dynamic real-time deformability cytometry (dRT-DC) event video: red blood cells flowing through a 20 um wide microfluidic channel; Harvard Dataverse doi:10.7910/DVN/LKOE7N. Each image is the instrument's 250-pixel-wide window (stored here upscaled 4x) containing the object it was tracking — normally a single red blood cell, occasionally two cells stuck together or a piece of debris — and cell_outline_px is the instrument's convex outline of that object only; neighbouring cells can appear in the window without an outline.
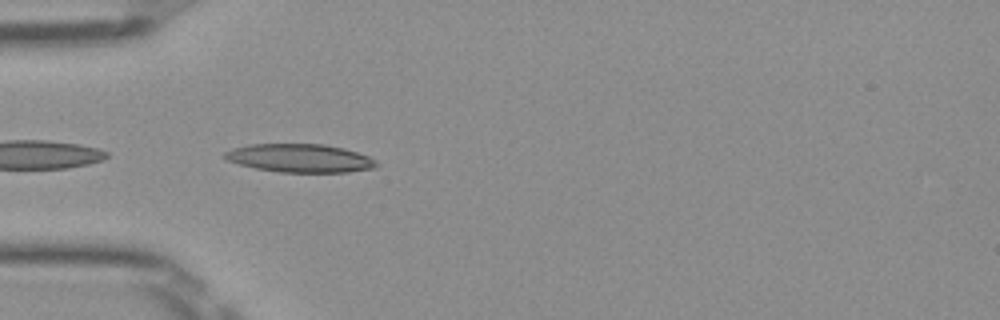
{"species": "Egyptian fruit bat (a non-hibernating species)", "species_latin": "Rousettus aegyptiacus", "temperature_condition": "room temperature", "stored_images_in_passage": 18, "camera_frame_rate_fps": 3000, "um_per_image_px": 0.085, "frame": {"image": 1, "passage_image": 1, "time_ms": 0.0, "image_size_px": [1000, 320], "cell_outline_px": [[376, 164], [372, 168], [348, 172], [280, 172], [256, 168], [224, 160], [224, 152], [232, 148], [248, 144], [324, 144], [344, 148], [368, 156], [376, 160]], "centroid_in_image_um": [25.44, 13.43], "position_along_channel_um": 59.6, "area_um2": 24.97}}
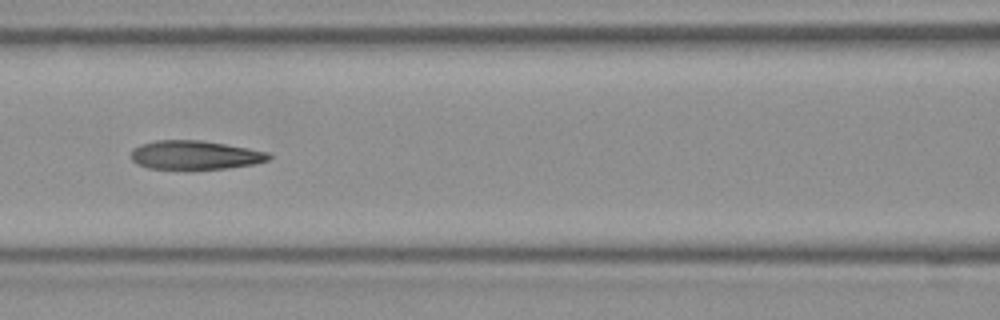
{"frame": {"image": 2, "passage_image": 8, "time_ms": 2.333, "image_size_px": [1000, 320], "cell_outline_px": [[272, 156], [268, 160], [256, 164], [224, 168], [188, 172], [148, 168], [136, 164], [128, 156], [132, 148], [140, 144], [156, 140], [200, 140], [248, 148], [268, 152]], "centroid_in_image_um": [16.49, 13.22], "position_along_channel_um": 150.1, "area_um2": 24.16}}
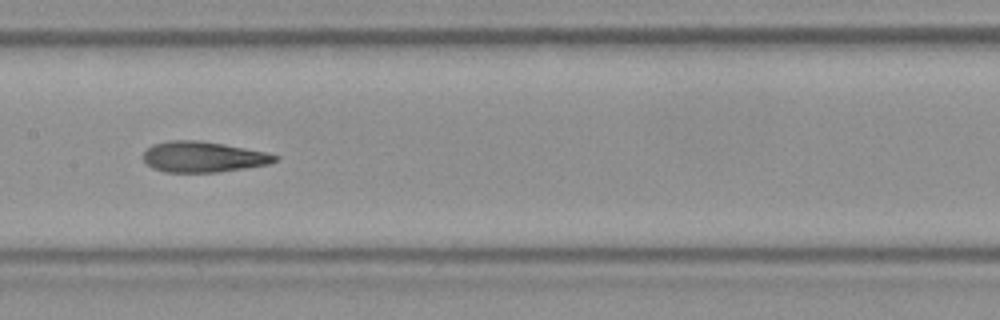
{"frame": {"image": 3, "passage_image": 11, "time_ms": 3.333, "image_size_px": [1000, 320], "cell_outline_px": [[280, 156], [276, 160], [268, 164], [244, 168], [216, 172], [164, 172], [152, 168], [144, 160], [144, 152], [152, 144], [168, 140], [196, 140], [224, 144], [264, 152]], "centroid_in_image_um": [17.23, 13.33], "position_along_channel_um": 190.2, "area_um2": 23.35}}